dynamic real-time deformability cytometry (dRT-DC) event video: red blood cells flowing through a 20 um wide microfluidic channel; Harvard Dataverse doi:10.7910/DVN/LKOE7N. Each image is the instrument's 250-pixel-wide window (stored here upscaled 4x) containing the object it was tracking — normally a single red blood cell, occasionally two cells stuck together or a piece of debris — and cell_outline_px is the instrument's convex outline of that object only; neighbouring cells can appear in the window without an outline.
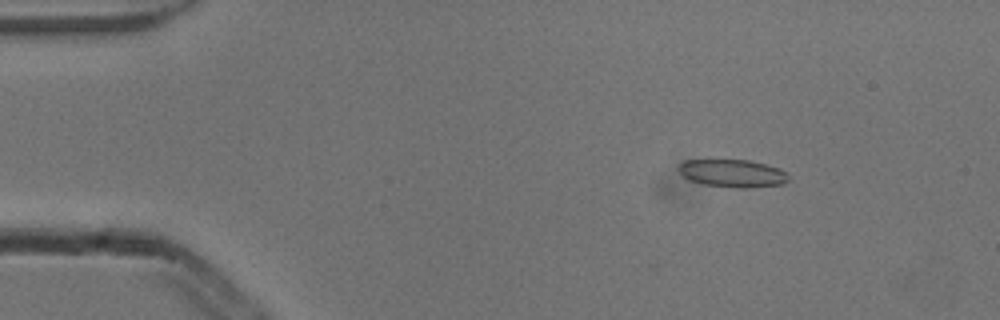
{"species": "common noctule bat (a hibernating species)", "species_latin": "Nyctalus noctula", "temperature_condition": "cold", "stored_images_in_passage": 5, "camera_frame_rate_fps": 3000, "um_per_image_px": 0.085, "animal": {"sex": "male", "body_mass_g": 13.3}, "frame": {"image": 1, "passage_image": 2, "time_ms": 0.333, "image_size_px": [1000, 320], "cell_outline_px": [[788, 180], [784, 184], [744, 188], [740, 188], [704, 184], [688, 180], [676, 168], [684, 160], [748, 160], [780, 168], [788, 176]], "centroid_in_image_um": [62.25, 14.73], "position_along_channel_um": 22.8, "area_um2": 17.63}}
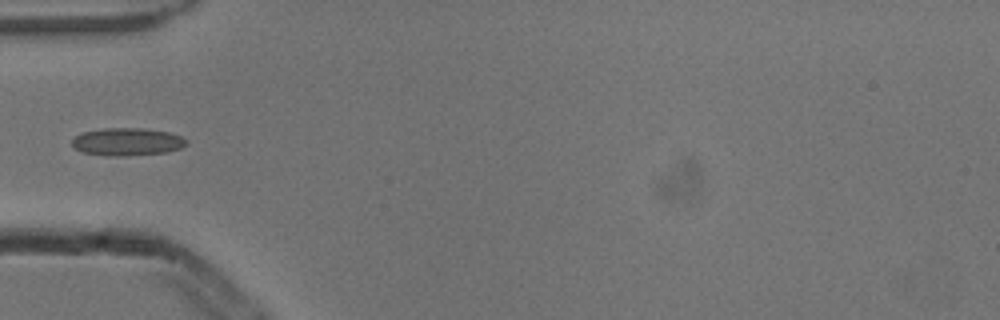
{"frame": {"image": 2, "passage_image": 4, "time_ms": 1.0, "image_size_px": [1000, 320], "cell_outline_px": [[188, 144], [180, 148], [168, 152], [124, 156], [108, 156], [84, 152], [76, 148], [72, 144], [72, 140], [76, 136], [84, 132], [104, 128], [140, 128], [168, 132], [180, 136], [188, 140]], "centroid_in_image_um": [10.85, 12.05], "position_along_channel_um": 74.2, "area_um2": 18.32}}
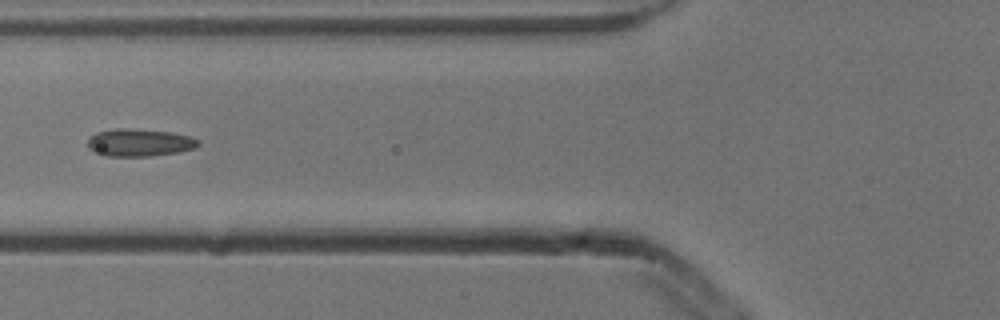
{"frame": {"image": 3, "passage_image": 5, "time_ms": 1.333, "image_size_px": [1000, 320], "cell_outline_px": [[200, 144], [192, 148], [180, 152], [152, 156], [104, 156], [92, 152], [88, 148], [88, 140], [96, 132], [116, 128], [124, 128], [168, 132], [188, 136], [200, 140]], "centroid_in_image_um": [11.81, 12.13], "position_along_channel_um": 114.0, "area_um2": 17.69}}